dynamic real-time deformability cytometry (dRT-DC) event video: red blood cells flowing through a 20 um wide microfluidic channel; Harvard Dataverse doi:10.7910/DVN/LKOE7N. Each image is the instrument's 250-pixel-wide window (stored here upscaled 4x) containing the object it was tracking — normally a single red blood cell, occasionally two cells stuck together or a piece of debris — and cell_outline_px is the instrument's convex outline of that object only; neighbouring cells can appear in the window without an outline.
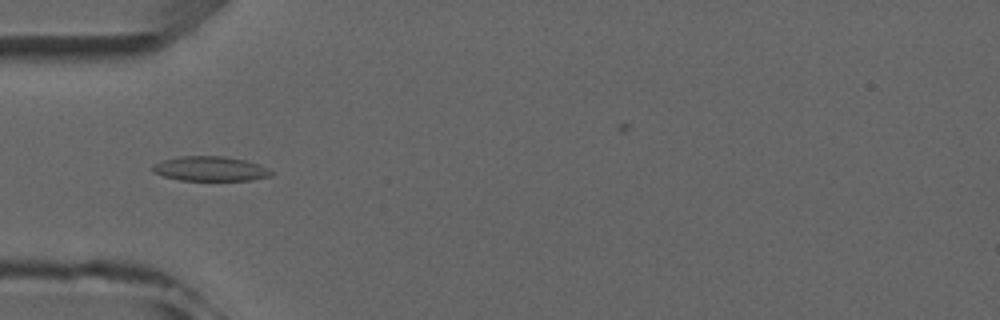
{"species": "common noctule bat (a hibernating species)", "species_latin": "Nyctalus noctula", "temperature_condition": "room temperature", "stored_images_in_passage": 6, "camera_frame_rate_fps": 3000, "um_per_image_px": 0.085, "animal": {"sex": "male", "forearm_length_mm": 52.5}, "frame": {"image": 1, "passage_image": 5, "time_ms": 4.667, "image_size_px": [1000, 320], "cell_outline_px": [[272, 176], [252, 180], [180, 180], [164, 176], [152, 172], [152, 164], [164, 160], [180, 156], [224, 156], [244, 160], [260, 164], [272, 172]], "centroid_in_image_um": [17.86, 14.34], "position_along_channel_um": 67.1, "area_um2": 16.99}}